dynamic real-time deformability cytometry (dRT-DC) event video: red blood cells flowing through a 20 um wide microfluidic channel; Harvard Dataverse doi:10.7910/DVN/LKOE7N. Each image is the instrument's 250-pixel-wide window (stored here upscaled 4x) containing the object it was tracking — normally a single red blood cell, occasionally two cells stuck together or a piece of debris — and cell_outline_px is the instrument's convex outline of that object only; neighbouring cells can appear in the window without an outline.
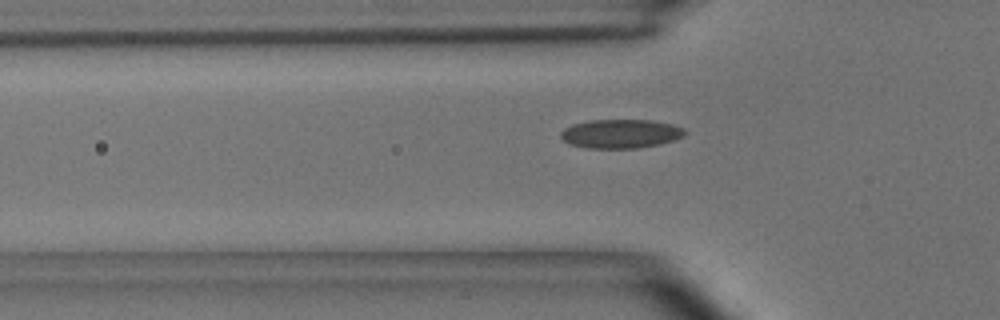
{"species": "common noctule bat (a hibernating species)", "species_latin": "Nyctalus noctula", "temperature_condition": "room temperature", "stored_images_in_passage": 41, "camera_frame_rate_fps": 3000, "um_per_image_px": 0.085, "animal": {"sex": "male", "body_mass_g": 15.6}, "frame": {"image": 1, "passage_image": 4, "time_ms": 1.0, "image_size_px": [1000, 320], "cell_outline_px": [[688, 132], [684, 136], [660, 144], [636, 148], [584, 148], [568, 144], [560, 136], [560, 132], [564, 128], [572, 124], [592, 120], [652, 120], [672, 124], [684, 128]], "centroid_in_image_um": [52.75, 11.37], "position_along_channel_um": 73.1, "area_um2": 21.04}}
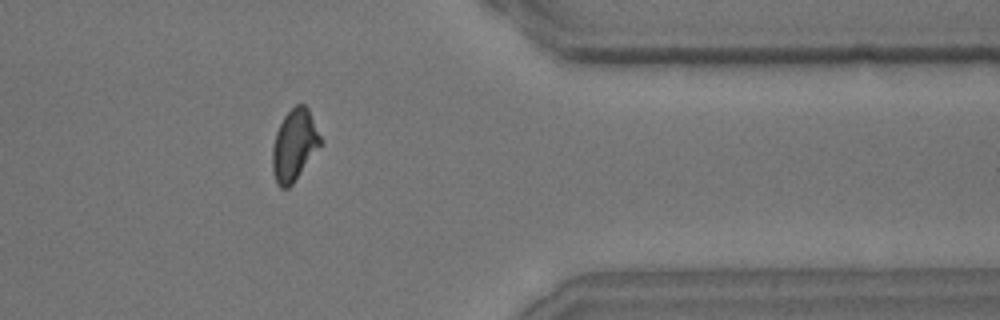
{"frame": {"image": 2, "passage_image": 31, "time_ms": 10.0, "image_size_px": [1000, 320], "cell_outline_px": [[320, 144], [292, 184], [288, 188], [280, 188], [276, 184], [272, 172], [272, 148], [276, 132], [284, 116], [296, 104], [304, 104], [308, 108], [320, 136]], "centroid_in_image_um": [24.97, 12.34], "position_along_channel_um": 386.4, "area_um2": 19.54}}
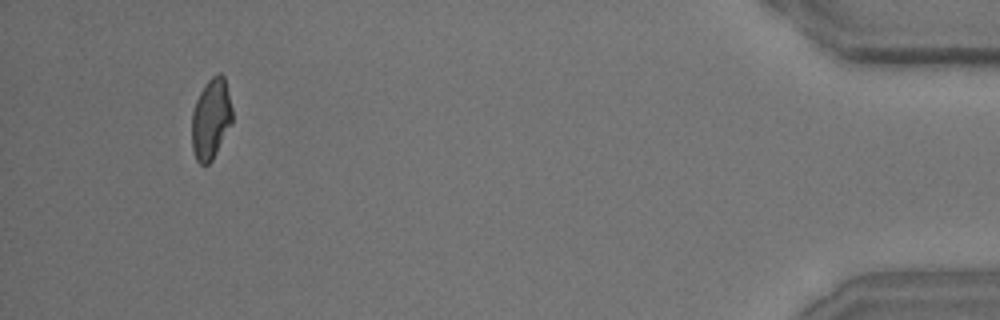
{"frame": {"image": 3, "passage_image": 38, "time_ms": 12.333, "image_size_px": [1000, 320], "cell_outline_px": [[232, 124], [212, 160], [208, 164], [200, 164], [196, 160], [192, 148], [192, 112], [196, 100], [204, 84], [212, 76], [220, 72], [224, 76], [232, 108]], "centroid_in_image_um": [17.93, 10.1], "position_along_channel_um": 417.3, "area_um2": 19.07}, "authors_computed_cell_mechanics": {"area_um2": 19.8832, "velocity_mm_per_s": 3.6509, "shape_relaxation_time_tau1_ms": 5.2949, "shape_relaxation_time_tau2_ms": 1.6612, "deformation_change_tau1": 0.1323, "deformation_change_tau2": 0.0762}}